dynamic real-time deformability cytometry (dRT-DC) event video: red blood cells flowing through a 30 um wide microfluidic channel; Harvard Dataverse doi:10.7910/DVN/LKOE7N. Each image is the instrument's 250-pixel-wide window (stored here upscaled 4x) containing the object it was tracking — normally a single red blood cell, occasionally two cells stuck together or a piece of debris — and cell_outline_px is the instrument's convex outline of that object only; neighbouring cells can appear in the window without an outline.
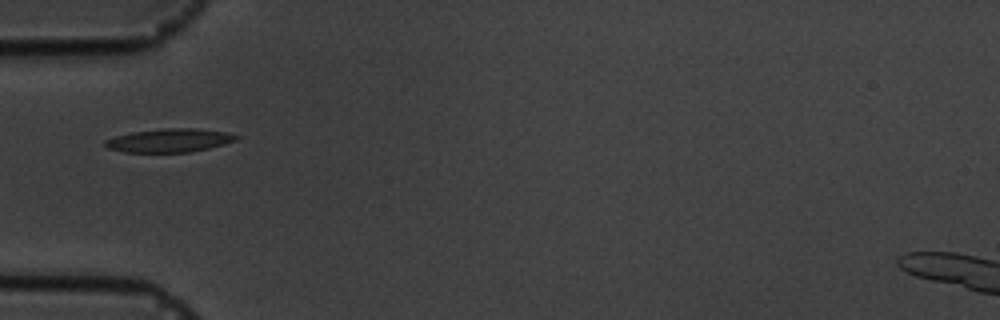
{"species": "common noctule bat (a hibernating species)", "species_latin": "Nyctalus noctula", "temperature_condition": "cold", "stored_images_in_passage": 7, "camera_frame_rate_fps": 3000, "um_per_image_px": 0.085, "animal": {"sex": "male", "body_mass_g": 19.5, "forearm_length_mm": 54.6}, "frame": {"image": 1, "passage_image": 1, "time_ms": 0.0, "image_size_px": [1000, 320], "cell_outline_px": [[240, 136], [236, 140], [224, 144], [192, 152], [124, 152], [108, 148], [104, 144], [104, 140], [116, 136], [132, 132], [164, 128], [192, 128], [224, 132]], "centroid_in_image_um": [14.38, 11.94], "position_along_channel_um": 70.6, "area_um2": 17.8}}
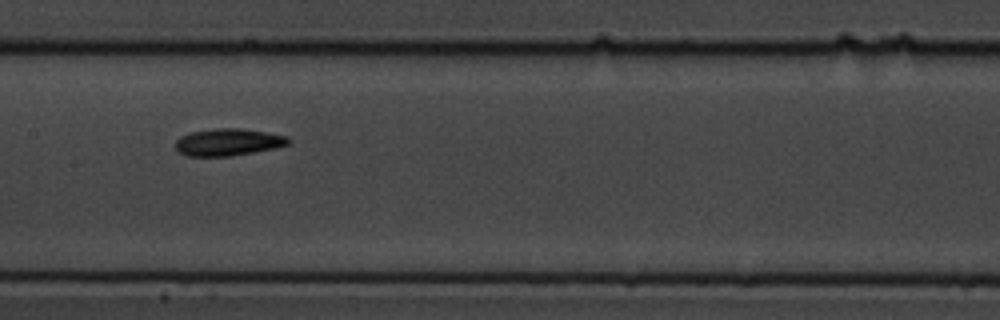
{"frame": {"image": 2, "passage_image": 4, "time_ms": 3.333, "image_size_px": [1000, 320], "cell_outline_px": [[292, 140], [288, 144], [276, 148], [228, 156], [184, 156], [176, 148], [176, 140], [180, 136], [188, 132], [216, 128], [240, 128], [288, 136]], "centroid_in_image_um": [19.37, 12.07], "position_along_channel_um": 188.0, "area_um2": 17.86}}
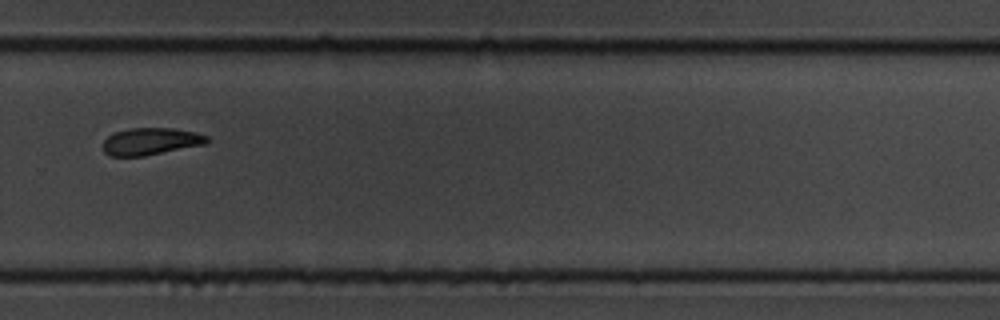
{"frame": {"image": 3, "passage_image": 7, "time_ms": 7.0, "image_size_px": [1000, 320], "cell_outline_px": [[208, 140], [204, 144], [144, 156], [112, 156], [104, 152], [104, 140], [108, 136], [116, 132], [128, 128], [176, 128], [196, 132], [208, 136]], "centroid_in_image_um": [12.82, 12.01], "position_along_channel_um": 317.0, "area_um2": 16.3}}